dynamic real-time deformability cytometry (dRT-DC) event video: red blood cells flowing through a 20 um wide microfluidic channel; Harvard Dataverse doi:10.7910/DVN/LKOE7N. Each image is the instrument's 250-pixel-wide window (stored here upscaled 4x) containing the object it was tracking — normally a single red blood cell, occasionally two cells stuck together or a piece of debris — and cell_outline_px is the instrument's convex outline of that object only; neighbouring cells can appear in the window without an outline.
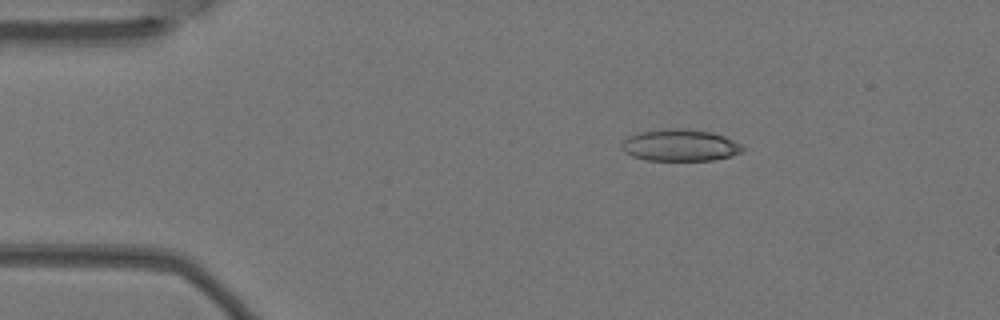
{"species": "Egyptian fruit bat (a non-hibernating species)", "species_latin": "Rousettus aegyptiacus", "temperature_condition": "warm", "stored_images_in_passage": 3, "camera_frame_rate_fps": 3000, "um_per_image_px": 0.085, "animal": {"sex": "female"}, "frame": {"image": 1, "passage_image": 2, "time_ms": 0.333, "image_size_px": [1000, 320], "cell_outline_px": [[744, 148], [740, 152], [732, 156], [712, 160], [648, 160], [632, 156], [624, 152], [620, 148], [620, 144], [624, 140], [640, 132], [668, 128], [688, 128], [712, 132], [724, 136], [740, 144]], "centroid_in_image_um": [57.8, 12.34], "position_along_channel_um": 27.2, "area_um2": 22.37}}